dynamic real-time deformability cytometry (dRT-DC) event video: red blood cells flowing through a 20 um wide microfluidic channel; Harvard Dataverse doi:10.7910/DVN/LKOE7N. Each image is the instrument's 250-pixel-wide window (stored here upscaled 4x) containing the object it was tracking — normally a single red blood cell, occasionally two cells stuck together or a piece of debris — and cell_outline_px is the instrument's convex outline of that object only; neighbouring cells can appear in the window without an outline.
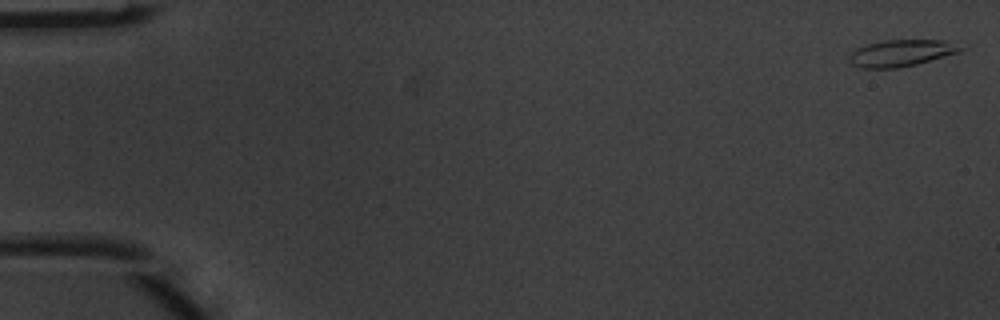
{"species": "common noctule bat (a hibernating species)", "species_latin": "Nyctalus noctula", "temperature_condition": "warm", "stored_images_in_passage": 5, "camera_frame_rate_fps": 3000, "um_per_image_px": 0.085, "animal": {"sex": "male", "body_mass_g": 20.1, "forearm_length_mm": 53.5}, "frame": {"image": 1, "passage_image": 1, "time_ms": 0.0, "image_size_px": [1000, 320], "cell_outline_px": [[968, 48], [960, 52], [916, 64], [896, 68], [860, 68], [852, 64], [848, 60], [848, 56], [856, 48], [868, 44], [884, 40], [956, 40], [968, 44]], "centroid_in_image_um": [76.75, 4.48], "position_along_channel_um": 8.2, "area_um2": 17.86}}